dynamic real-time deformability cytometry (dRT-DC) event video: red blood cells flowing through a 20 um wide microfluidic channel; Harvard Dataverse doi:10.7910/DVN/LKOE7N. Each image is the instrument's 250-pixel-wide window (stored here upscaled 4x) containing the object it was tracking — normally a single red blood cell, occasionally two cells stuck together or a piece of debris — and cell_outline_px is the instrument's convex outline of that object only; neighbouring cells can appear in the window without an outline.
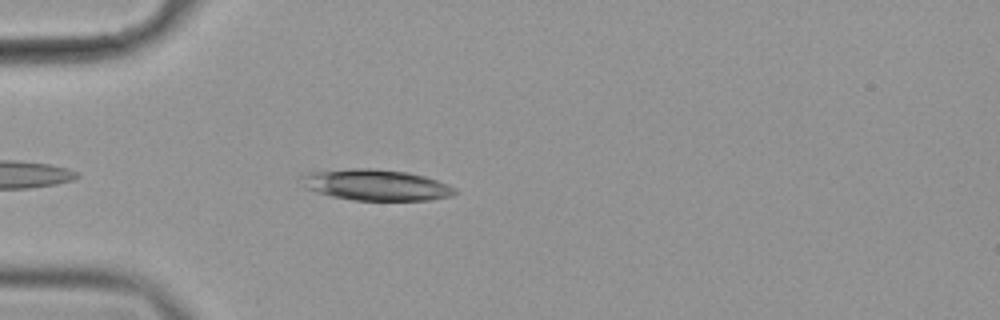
{"species": "common noctule bat (a hibernating species)", "species_latin": "Nyctalus noctula", "temperature_condition": "cold", "stored_images_in_passage": 10, "camera_frame_rate_fps": 3000, "um_per_image_px": 0.085, "animal": {"sex": "female", "body_mass_g": 19.9}, "frame": {"image": 1, "passage_image": 5, "time_ms": 1.333, "image_size_px": [1000, 320], "cell_outline_px": [[456, 192], [452, 196], [428, 200], [352, 200], [332, 196], [304, 188], [300, 176], [308, 172], [352, 168], [372, 168], [408, 172], [424, 176], [448, 184], [456, 188]], "centroid_in_image_um": [31.95, 15.71], "position_along_channel_um": 53.1, "area_um2": 27.8}}
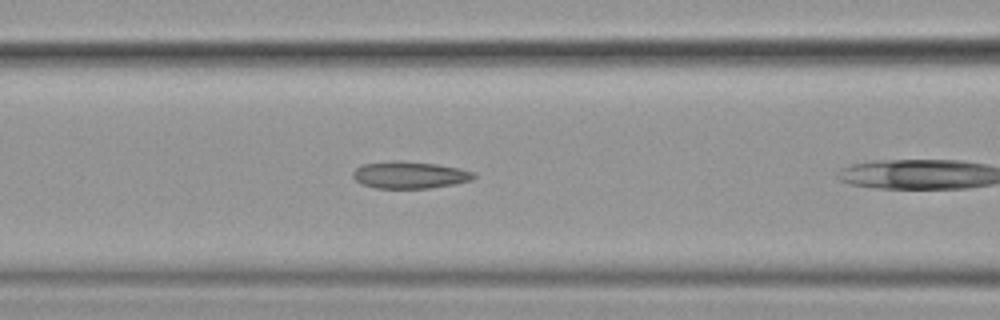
{"frame": {"image": 2, "passage_image": 9, "time_ms": 2.667, "image_size_px": [1000, 320], "cell_outline_px": [[476, 176], [472, 180], [452, 184], [428, 188], [376, 188], [364, 184], [356, 180], [352, 176], [352, 172], [360, 164], [396, 160], [400, 160], [436, 164], [460, 168], [472, 172]], "centroid_in_image_um": [34.79, 14.86], "position_along_channel_um": 131.8, "area_um2": 18.96}}